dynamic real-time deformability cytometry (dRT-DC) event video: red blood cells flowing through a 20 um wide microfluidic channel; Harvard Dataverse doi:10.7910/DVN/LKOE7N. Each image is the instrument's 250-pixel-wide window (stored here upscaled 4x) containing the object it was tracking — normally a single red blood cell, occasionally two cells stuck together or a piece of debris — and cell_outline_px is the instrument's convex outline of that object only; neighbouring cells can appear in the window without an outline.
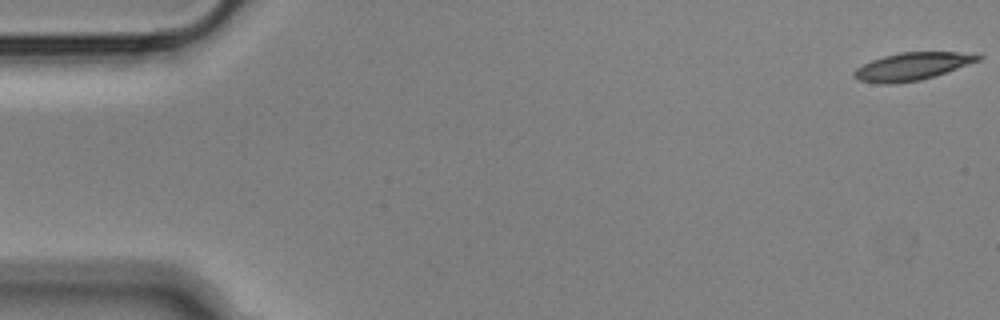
{"species": "Egyptian fruit bat (a non-hibernating species)", "species_latin": "Rousettus aegyptiacus", "temperature_condition": "cold", "stored_images_in_passage": 12, "camera_frame_rate_fps": 3000, "um_per_image_px": 0.085, "animal": {"sex": "male"}, "frame": {"image": 1, "passage_image": 1, "time_ms": 0.0, "image_size_px": [1000, 320], "cell_outline_px": [[984, 56], [980, 60], [920, 80], [892, 84], [880, 84], [860, 80], [852, 76], [852, 72], [856, 68], [872, 60], [884, 56], [900, 52], [976, 52]], "centroid_in_image_um": [77.53, 5.63], "position_along_channel_um": 7.5, "area_um2": 19.88}}